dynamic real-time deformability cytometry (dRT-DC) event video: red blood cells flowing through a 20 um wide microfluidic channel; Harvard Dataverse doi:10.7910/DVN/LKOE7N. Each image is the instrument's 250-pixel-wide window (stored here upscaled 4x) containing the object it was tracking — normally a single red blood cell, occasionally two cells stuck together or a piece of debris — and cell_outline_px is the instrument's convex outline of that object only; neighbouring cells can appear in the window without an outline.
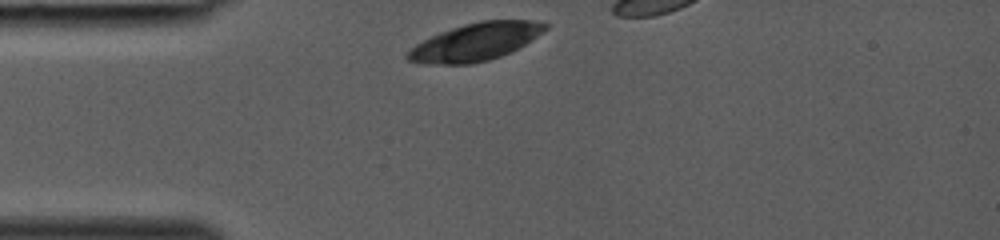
{"species": "common noctule bat (a hibernating species)", "species_latin": "Nyctalus noctula", "temperature_condition": "room temperature", "stored_images_in_passage": 9, "camera_frame_rate_fps": 3000, "um_per_image_px": 0.085, "animal": {"sex": "female", "body_mass_g": 19.0, "forearm_length_mm": 53.3}, "frame": {"image": 1, "passage_image": 1, "time_ms": 0.0, "image_size_px": [1000, 240], "cell_outline_px": [[548, 28], [512, 52], [488, 60], [472, 64], [420, 64], [408, 60], [404, 56], [416, 44], [440, 32], [464, 24], [480, 20], [532, 20], [548, 24]], "centroid_in_image_um": [40.4, 3.57], "position_along_channel_um": 44.6, "area_um2": 30.0}}
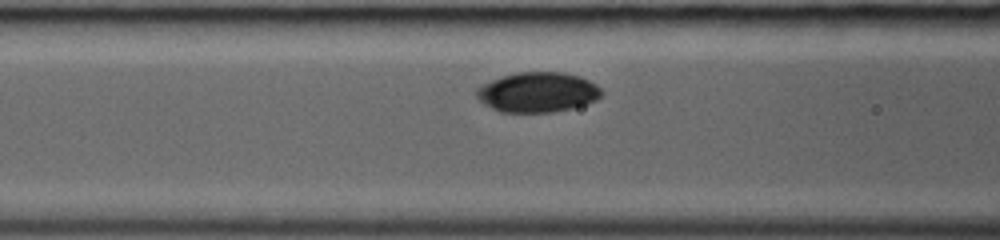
{"frame": {"image": 2, "passage_image": 7, "time_ms": 2.0, "image_size_px": [1000, 240], "cell_outline_px": [[604, 92], [596, 100], [572, 108], [552, 112], [500, 112], [484, 104], [476, 96], [476, 88], [492, 80], [516, 72], [564, 72], [580, 76], [596, 84]], "centroid_in_image_um": [45.71, 7.84], "position_along_channel_um": 120.9, "area_um2": 29.07}}